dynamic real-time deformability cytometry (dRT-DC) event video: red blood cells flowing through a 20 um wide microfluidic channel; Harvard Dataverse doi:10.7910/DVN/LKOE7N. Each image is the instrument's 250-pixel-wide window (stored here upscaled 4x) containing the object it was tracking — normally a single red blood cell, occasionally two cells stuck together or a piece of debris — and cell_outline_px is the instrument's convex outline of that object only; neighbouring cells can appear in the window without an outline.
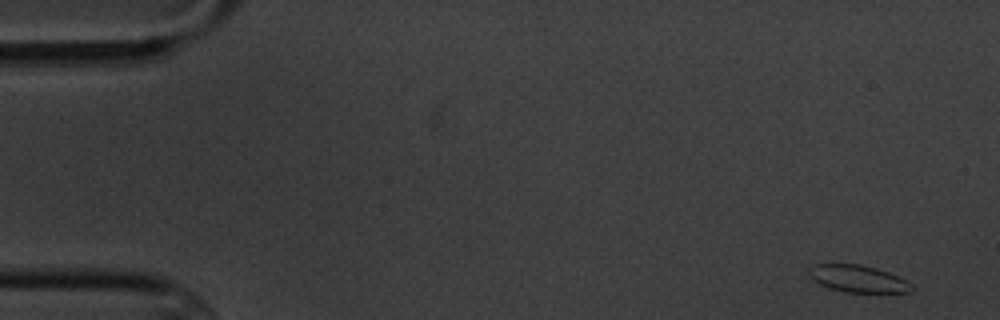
{"species": "common noctule bat (a hibernating species)", "species_latin": "Nyctalus noctula", "temperature_condition": "cold", "stored_images_in_passage": 3, "camera_frame_rate_fps": 3000, "um_per_image_px": 0.085, "animal": {"sex": "male", "body_mass_g": 20.1, "forearm_length_mm": 53.5}, "frame": {"image": 1, "passage_image": 1, "time_ms": 0.0, "image_size_px": [1000, 320], "cell_outline_px": [[916, 288], [912, 292], [844, 292], [828, 288], [820, 284], [808, 272], [808, 268], [812, 264], [860, 264], [876, 268], [888, 272], [912, 284]], "centroid_in_image_um": [72.94, 23.69], "position_along_channel_um": 12.1, "area_um2": 16.13}}